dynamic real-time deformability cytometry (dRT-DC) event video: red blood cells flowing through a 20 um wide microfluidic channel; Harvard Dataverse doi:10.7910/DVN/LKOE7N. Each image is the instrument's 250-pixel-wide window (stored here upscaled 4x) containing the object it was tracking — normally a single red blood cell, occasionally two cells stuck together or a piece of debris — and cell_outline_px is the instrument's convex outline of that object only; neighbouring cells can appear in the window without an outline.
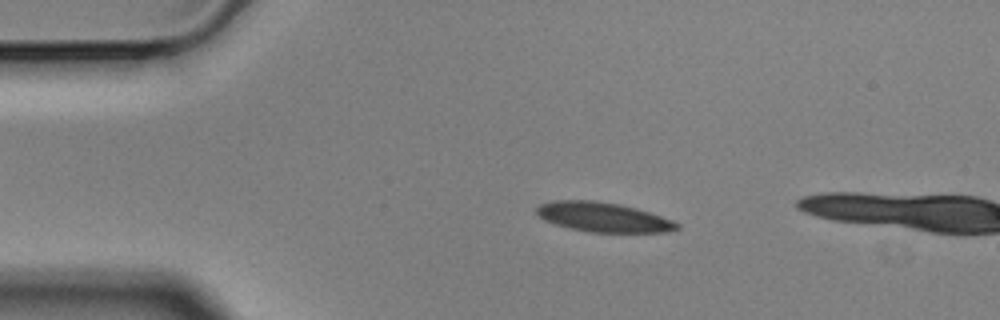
{"species": "Egyptian fruit bat (a non-hibernating species)", "species_latin": "Rousettus aegyptiacus", "temperature_condition": "cold", "stored_images_in_passage": 13, "camera_frame_rate_fps": 3000, "um_per_image_px": 0.085, "animal": {"sex": "male"}, "frame": {"image": 1, "passage_image": 10, "time_ms": 3.0, "image_size_px": [1000, 320], "cell_outline_px": [[680, 228], [668, 232], [588, 232], [556, 224], [544, 220], [536, 212], [536, 208], [540, 204], [556, 200], [592, 200], [616, 204], [648, 212], [672, 220], [680, 224]], "centroid_in_image_um": [51.26, 18.46], "position_along_channel_um": 33.7, "area_um2": 23.76}}